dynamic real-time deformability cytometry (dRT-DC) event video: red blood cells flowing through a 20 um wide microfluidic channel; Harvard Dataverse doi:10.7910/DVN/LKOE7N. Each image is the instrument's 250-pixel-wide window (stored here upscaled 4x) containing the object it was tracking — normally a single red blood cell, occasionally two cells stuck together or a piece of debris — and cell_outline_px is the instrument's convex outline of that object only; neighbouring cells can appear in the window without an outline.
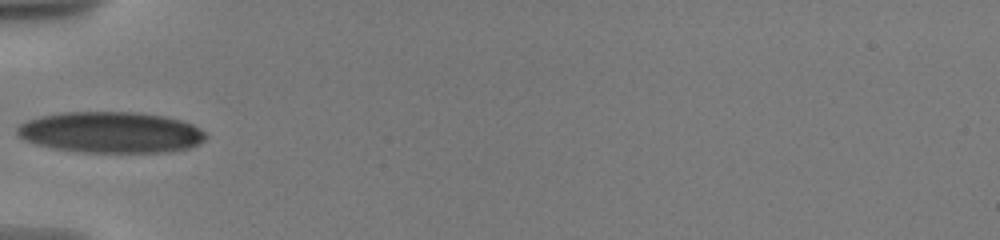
{"species": "human", "species_latin": "Homo sapiens", "temperature_condition": "warm", "stored_images_in_passage": 25, "camera_frame_rate_fps": 3000, "um_per_image_px": 0.085, "donor": {"sex": "male"}, "frame": {"image": 1, "passage_image": 1, "time_ms": 0.0, "image_size_px": [1000, 240], "cell_outline_px": [[208, 136], [204, 140], [188, 148], [168, 152], [84, 152], [52, 148], [36, 144], [24, 140], [16, 136], [16, 128], [20, 124], [28, 120], [40, 116], [64, 112], [136, 112], [164, 116], [180, 120], [192, 124], [200, 128]], "centroid_in_image_um": [9.39, 11.25], "position_along_channel_um": 75.6, "area_um2": 45.26}}
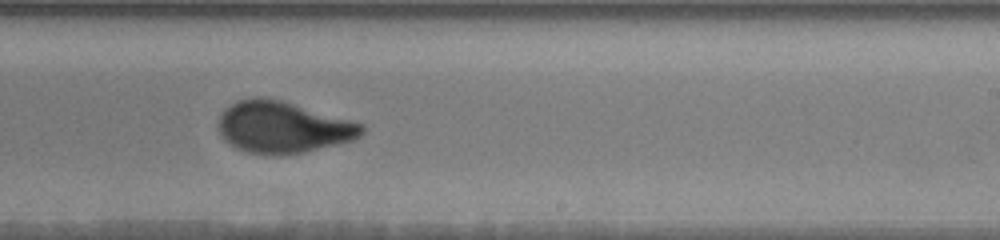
{"frame": {"image": 2, "passage_image": 11, "time_ms": 5.333, "image_size_px": [1000, 240], "cell_outline_px": [[364, 132], [360, 136], [352, 140], [304, 152], [280, 156], [264, 156], [248, 152], [236, 148], [224, 140], [220, 136], [220, 116], [224, 108], [236, 100], [256, 96], [260, 96], [280, 100], [364, 124]], "centroid_in_image_um": [24.0, 10.83], "position_along_channel_um": 265.0, "area_um2": 43.18}}
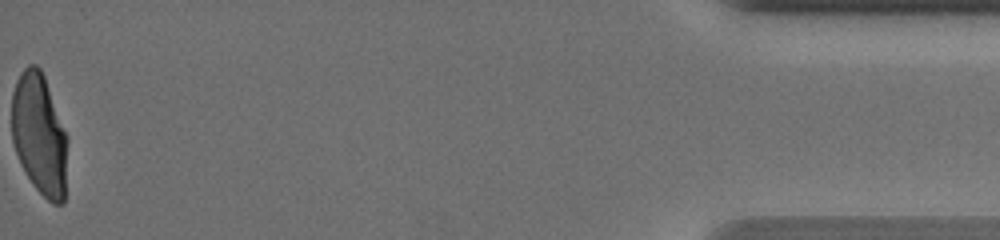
{"frame": {"image": 3, "passage_image": 25, "time_ms": 12.333, "image_size_px": [1000, 240], "cell_outline_px": [[68, 140], [64, 204], [52, 204], [32, 184], [16, 152], [12, 140], [12, 92], [16, 80], [20, 72], [28, 64], [36, 64], [40, 68], [44, 76], [68, 136]], "centroid_in_image_um": [3.36, 11.41], "position_along_channel_um": 431.8, "area_um2": 39.65}, "authors_computed_cell_mechanics": {"area_um2": 41.5582, "velocity_mm_per_s": 3.5508, "shape_relaxation_time_tau1_ms": 7.254, "shape_relaxation_time_tau2_ms": null, "deformation_change_tau1": 0.2282, "deformation_change_tau2": null}}